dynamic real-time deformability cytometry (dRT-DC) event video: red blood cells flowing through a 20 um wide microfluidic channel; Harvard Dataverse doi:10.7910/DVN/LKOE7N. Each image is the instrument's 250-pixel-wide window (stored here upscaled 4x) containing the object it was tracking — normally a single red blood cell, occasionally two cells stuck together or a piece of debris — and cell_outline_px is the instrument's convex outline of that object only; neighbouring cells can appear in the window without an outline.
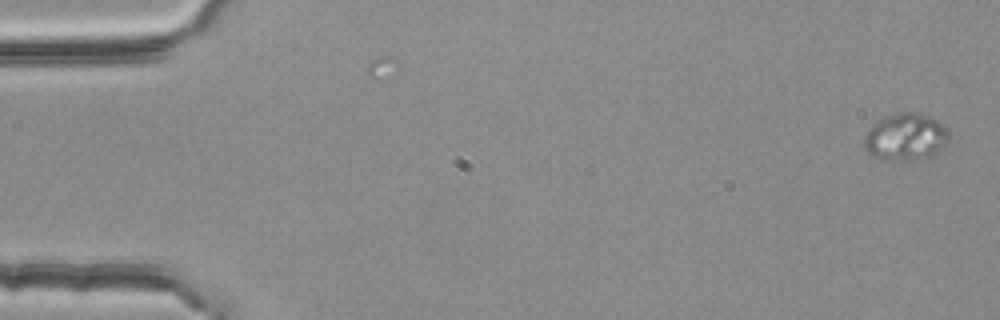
{"species": "common noctule bat (a hibernating species)", "species_latin": "Nyctalus noctula", "temperature_condition": "room temperature", "stored_images_in_passage": 55, "camera_frame_rate_fps": 3000, "um_per_image_px": 0.085, "animal": {"sex": "female", "body_mass_g": 25.1}, "frame": {"image": 1, "passage_image": 1, "time_ms": 0.0, "image_size_px": [1000, 320], "cell_outline_px": [[948, 140], [936, 156], [912, 160], [880, 160], [872, 156], [864, 148], [864, 140], [872, 124], [884, 116], [892, 112], [920, 112], [936, 120], [948, 128]], "centroid_in_image_um": [76.98, 11.64], "position_along_channel_um": 8.0, "area_um2": 23.7}}
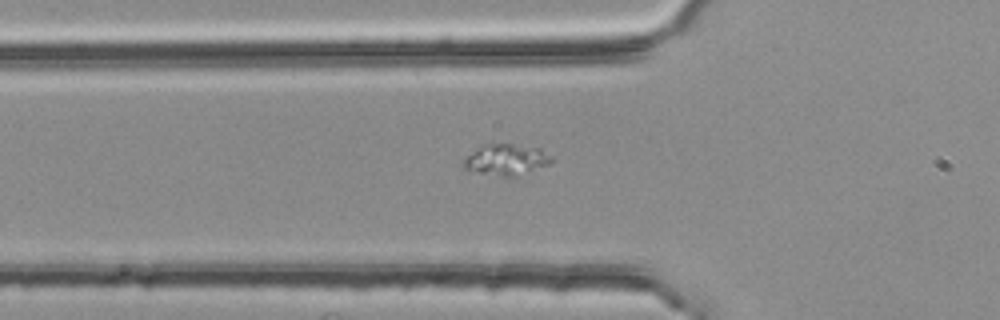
{"frame": {"image": 2, "passage_image": 19, "time_ms": 6.0, "image_size_px": [1000, 320], "cell_outline_px": [[556, 160], [552, 164], [516, 176], [500, 176], [480, 172], [464, 168], [460, 164], [480, 144], [492, 140], [540, 148], [552, 156]], "centroid_in_image_um": [43.06, 13.51], "position_along_channel_um": 82.7, "area_um2": 16.59}}
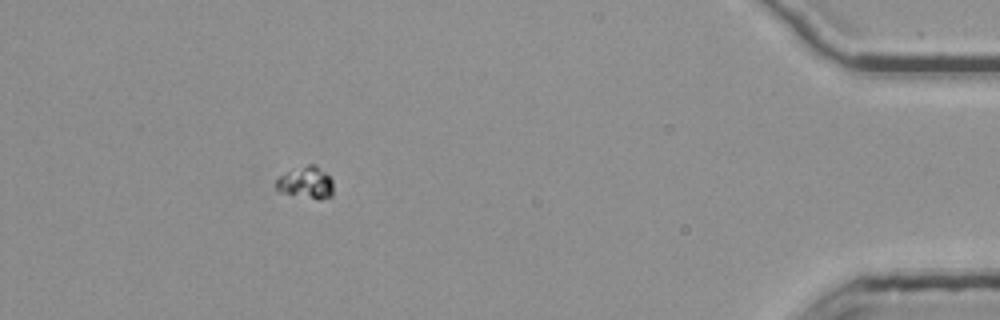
{"frame": {"image": 3, "passage_image": 50, "time_ms": 16.333, "image_size_px": [1000, 320], "cell_outline_px": [[332, 196], [320, 200], [276, 192], [276, 180], [280, 176], [292, 168], [308, 164], [316, 164], [332, 180]], "centroid_in_image_um": [25.97, 15.53], "position_along_channel_um": 409.2, "area_um2": 10.87}}